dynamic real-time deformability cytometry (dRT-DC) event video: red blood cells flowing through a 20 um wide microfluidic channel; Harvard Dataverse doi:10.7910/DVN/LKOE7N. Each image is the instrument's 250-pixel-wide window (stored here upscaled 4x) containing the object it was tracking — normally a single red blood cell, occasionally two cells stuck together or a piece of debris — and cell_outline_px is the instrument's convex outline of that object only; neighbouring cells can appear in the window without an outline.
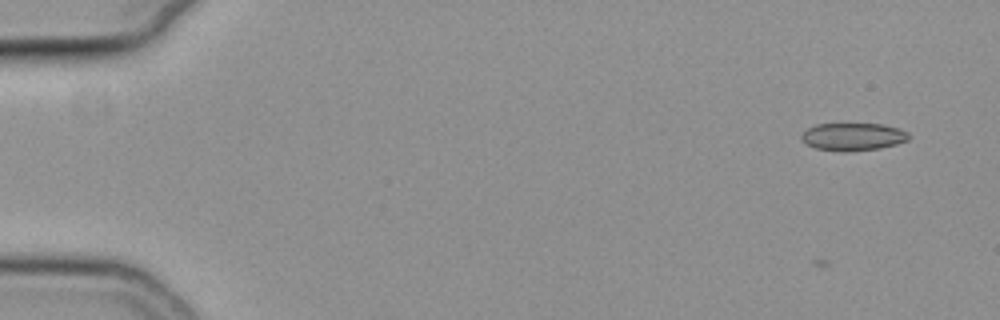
{"species": "common noctule bat (a hibernating species)", "species_latin": "Nyctalus noctula", "temperature_condition": "cold", "stored_images_in_passage": 45, "camera_frame_rate_fps": 3000, "um_per_image_px": 0.085, "animal": {"sex": "female", "body_mass_g": 19.3, "forearm_length_mm": 54.1}, "frame": {"image": 1, "passage_image": 1, "time_ms": 0.0, "image_size_px": [1000, 320], "cell_outline_px": [[912, 136], [908, 140], [896, 144], [880, 148], [844, 152], [840, 152], [816, 148], [808, 144], [800, 136], [808, 128], [816, 124], [880, 124], [900, 128], [908, 132]], "centroid_in_image_um": [72.55, 11.62], "position_along_channel_um": 12.4, "area_um2": 17.28}}
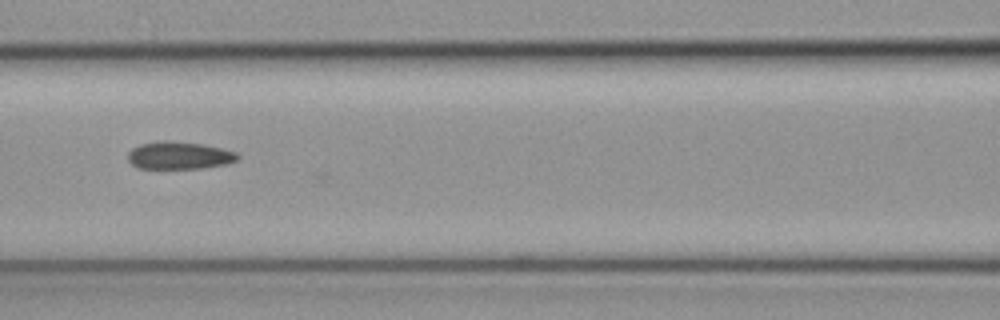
{"frame": {"image": 2, "passage_image": 23, "time_ms": 7.333, "image_size_px": [1000, 320], "cell_outline_px": [[240, 156], [236, 160], [228, 164], [204, 168], [136, 168], [128, 160], [128, 152], [132, 148], [140, 144], [164, 140], [168, 140], [204, 144], [236, 152]], "centroid_in_image_um": [15.23, 13.21], "position_along_channel_um": 151.4, "area_um2": 17.69}}
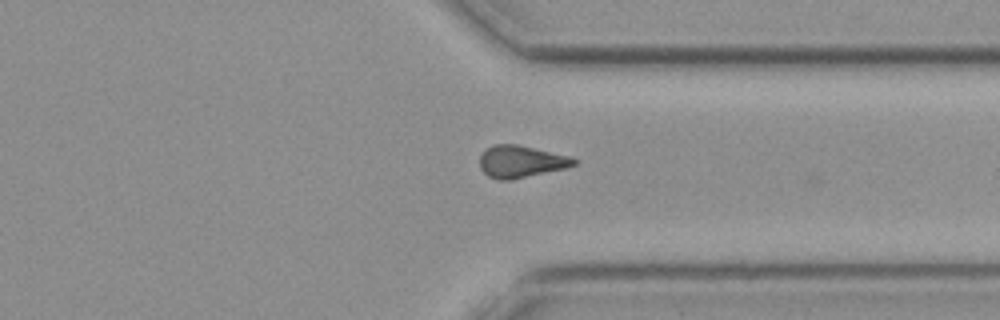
{"frame": {"image": 3, "passage_image": 40, "time_ms": 13.0, "image_size_px": [1000, 320], "cell_outline_px": [[576, 164], [568, 168], [508, 180], [500, 180], [488, 176], [480, 168], [480, 156], [492, 144], [516, 144], [568, 156], [576, 160]], "centroid_in_image_um": [44.27, 13.74], "position_along_channel_um": 367.1, "area_um2": 17.34}, "authors_computed_cell_mechanics": {"area_um2": 17.6868, "velocity_mm_per_s": 3.8098, "shape_relaxation_time_tau1_ms": null, "shape_relaxation_time_tau2_ms": 7.3829, "deformation_change_tau1": null, "deformation_change_tau2": 0.1192}}